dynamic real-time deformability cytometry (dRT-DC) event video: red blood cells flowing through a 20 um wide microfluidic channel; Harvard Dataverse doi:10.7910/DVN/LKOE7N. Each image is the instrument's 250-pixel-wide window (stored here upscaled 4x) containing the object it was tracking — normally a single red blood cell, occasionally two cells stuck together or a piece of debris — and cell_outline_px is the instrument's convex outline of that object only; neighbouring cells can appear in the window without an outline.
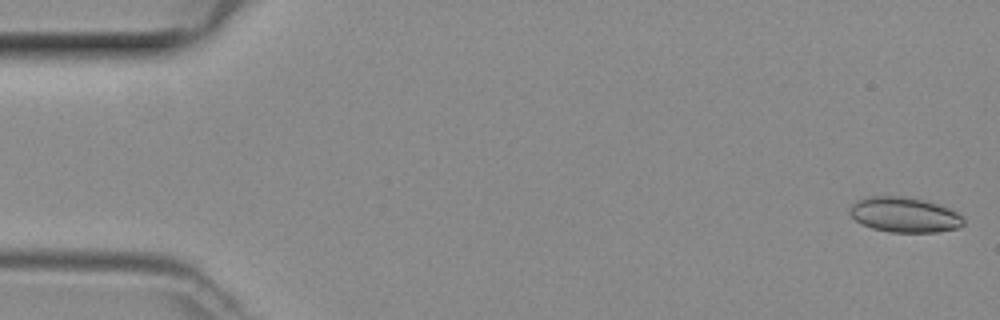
{"species": "common noctule bat (a hibernating species)", "species_latin": "Nyctalus noctula", "temperature_condition": "room temperature", "stored_images_in_passage": 48, "camera_frame_rate_fps": 3000, "um_per_image_px": 0.085, "animal": {"sex": "female", "body_mass_g": 29.2, "forearm_length_mm": 56.3}, "frame": {"image": 1, "passage_image": 1, "time_ms": 0.0, "image_size_px": [1000, 320], "cell_outline_px": [[964, 224], [956, 228], [936, 232], [892, 232], [872, 228], [856, 220], [848, 212], [848, 208], [856, 200], [872, 196], [904, 196], [924, 200], [940, 204], [964, 216]], "centroid_in_image_um": [76.88, 18.24], "position_along_channel_um": 8.1, "area_um2": 23.29}}
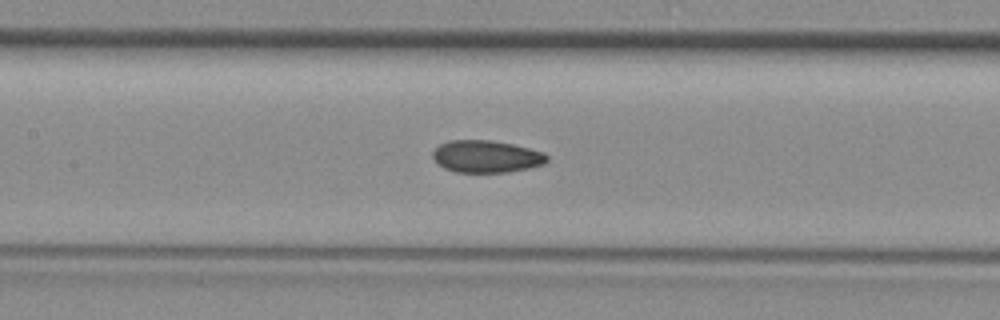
{"frame": {"image": 2, "passage_image": 22, "time_ms": 7.0, "image_size_px": [1000, 320], "cell_outline_px": [[548, 160], [544, 164], [528, 168], [508, 172], [456, 172], [444, 168], [432, 156], [432, 152], [440, 144], [448, 140], [492, 140], [512, 144], [544, 152], [548, 156]], "centroid_in_image_um": [41.35, 13.29], "position_along_channel_um": 166.1, "area_um2": 21.39}}
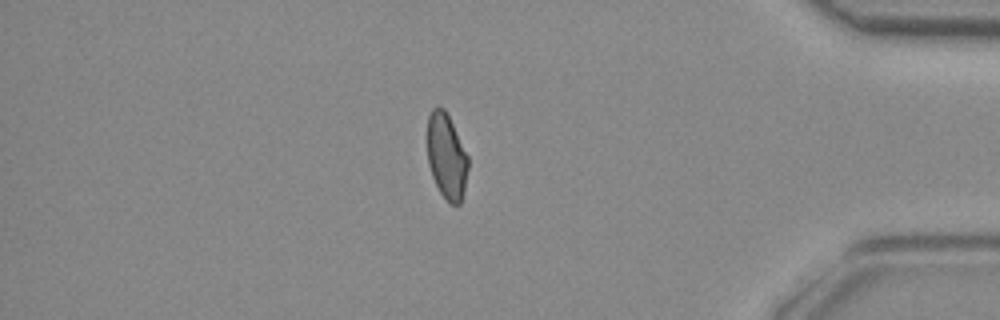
{"frame": {"image": 3, "passage_image": 41, "time_ms": 13.333, "image_size_px": [1000, 320], "cell_outline_px": [[468, 168], [464, 188], [460, 204], [448, 204], [440, 192], [432, 176], [428, 164], [428, 116], [432, 108], [444, 108], [468, 156]], "centroid_in_image_um": [37.95, 13.32], "position_along_channel_um": 397.3, "area_um2": 20.0}}